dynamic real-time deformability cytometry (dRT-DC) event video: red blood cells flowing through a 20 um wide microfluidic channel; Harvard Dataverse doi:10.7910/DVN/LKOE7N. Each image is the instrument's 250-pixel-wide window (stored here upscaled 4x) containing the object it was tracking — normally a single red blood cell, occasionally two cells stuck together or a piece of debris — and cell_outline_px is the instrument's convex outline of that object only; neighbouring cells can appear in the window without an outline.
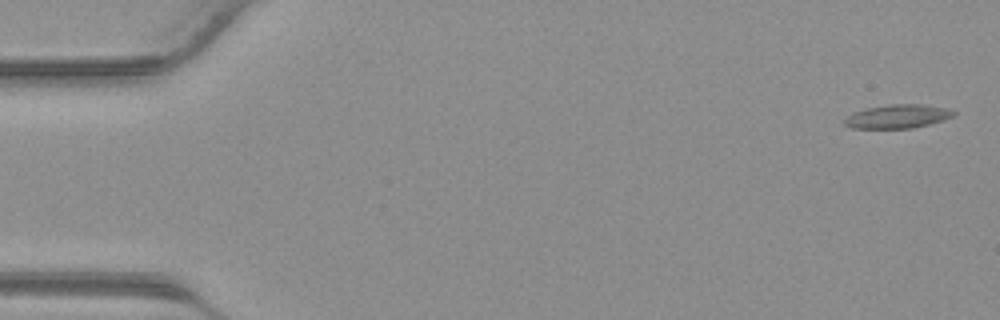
{"species": "common noctule bat (a hibernating species)", "species_latin": "Nyctalus noctula", "temperature_condition": "warm", "stored_images_in_passage": 41, "camera_frame_rate_fps": 3000, "um_per_image_px": 0.085, "animal": {"sex": "male", "body_mass_g": 23.1, "forearm_length_mm": 52.7}, "frame": {"image": 1, "passage_image": 1, "time_ms": 0.0, "image_size_px": [1000, 320], "cell_outline_px": [[956, 116], [944, 120], [912, 128], [852, 128], [844, 124], [844, 120], [852, 112], [864, 108], [888, 104], [924, 104], [948, 108], [956, 112]], "centroid_in_image_um": [76.32, 9.88], "position_along_channel_um": 8.7, "area_um2": 15.26}}
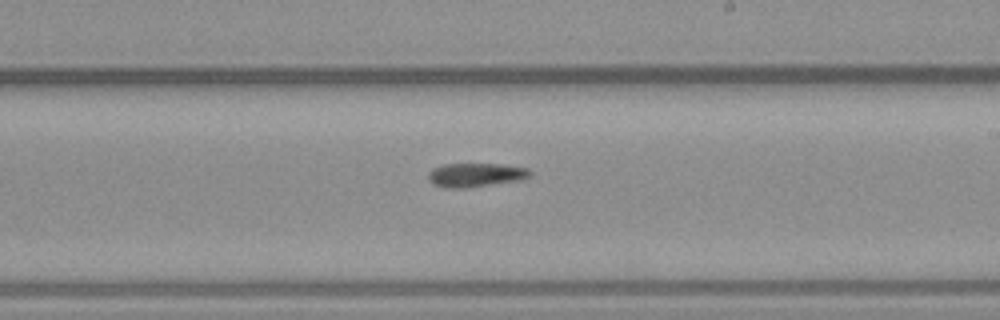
{"frame": {"image": 2, "passage_image": 24, "time_ms": 7.667, "image_size_px": [1000, 320], "cell_outline_px": [[532, 172], [524, 180], [468, 188], [444, 188], [432, 184], [428, 180], [428, 172], [432, 168], [444, 164], [500, 164], [528, 168]], "centroid_in_image_um": [40.41, 14.88], "position_along_channel_um": 248.6, "area_um2": 14.45}}
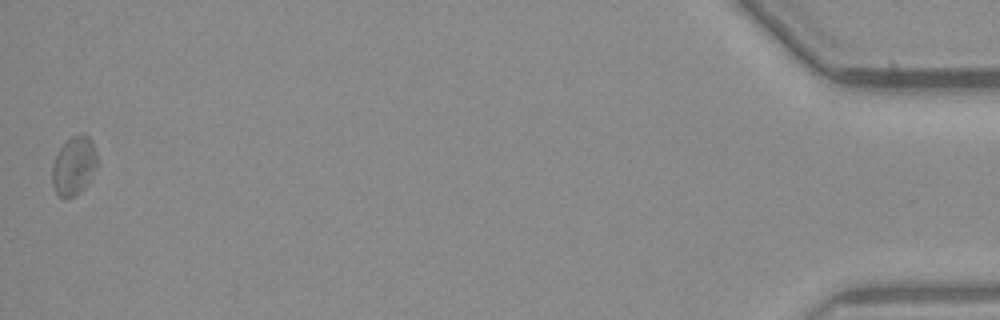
{"frame": {"image": 3, "passage_image": 41, "time_ms": 13.333, "image_size_px": [1000, 320], "cell_outline_px": [[100, 164], [88, 184], [76, 196], [68, 200], [64, 200], [56, 196], [52, 188], [52, 164], [60, 148], [72, 136], [80, 132], [84, 132], [92, 140]], "centroid_in_image_um": [6.3, 14.15], "position_along_channel_um": 428.9, "area_um2": 16.24}}